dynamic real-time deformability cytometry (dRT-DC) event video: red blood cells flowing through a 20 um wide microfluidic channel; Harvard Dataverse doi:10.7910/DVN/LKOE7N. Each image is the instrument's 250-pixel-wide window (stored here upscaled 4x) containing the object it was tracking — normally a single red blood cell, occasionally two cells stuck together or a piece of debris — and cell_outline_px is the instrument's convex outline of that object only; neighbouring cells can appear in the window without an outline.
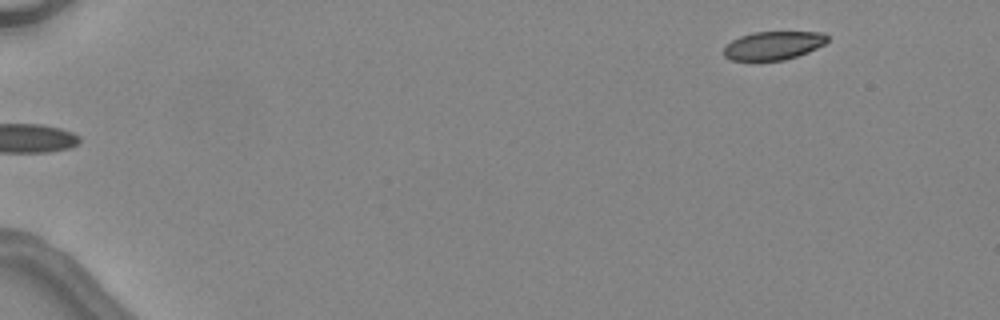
{"species": "common noctule bat (a hibernating species)", "species_latin": "Nyctalus noctula", "temperature_condition": "warm", "stored_images_in_passage": 5, "segment_of_instrument_passage": [2, 2], "camera_frame_rate_fps": 3000, "um_per_image_px": 0.085, "animal": {"sex": "female", "body_mass_g": 24.6, "forearm_length_mm": 56.2}, "frame": {"image": 1, "passage_image": 5, "time_ms": 5.667, "image_size_px": [1000, 320], "cell_outline_px": [[828, 40], [824, 44], [808, 52], [784, 60], [732, 60], [724, 56], [724, 44], [740, 36], [752, 32], [824, 32], [828, 36]], "centroid_in_image_um": [65.72, 3.86], "position_along_channel_um": 19.3, "area_um2": 17.17}}